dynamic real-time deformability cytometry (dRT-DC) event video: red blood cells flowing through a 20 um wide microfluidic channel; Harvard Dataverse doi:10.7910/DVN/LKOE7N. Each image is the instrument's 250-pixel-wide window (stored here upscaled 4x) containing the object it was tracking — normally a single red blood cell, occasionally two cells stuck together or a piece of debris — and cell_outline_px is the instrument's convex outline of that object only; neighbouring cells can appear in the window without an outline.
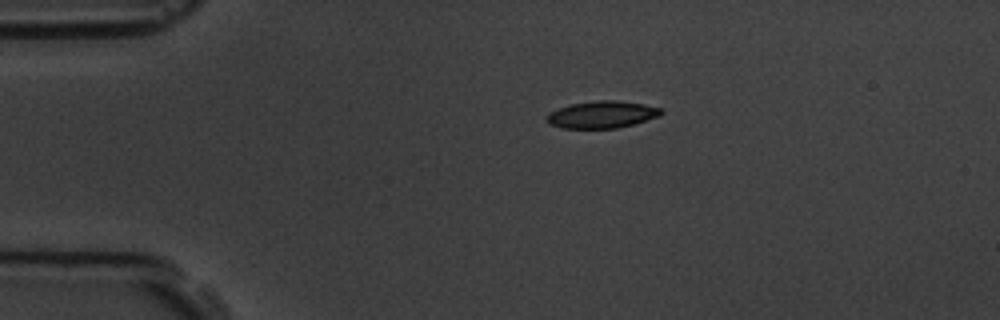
{"species": "common noctule bat (a hibernating species)", "species_latin": "Nyctalus noctula", "temperature_condition": "room temperature", "stored_images_in_passage": 5, "camera_frame_rate_fps": 3000, "um_per_image_px": 0.085, "animal": {"sex": "male", "body_mass_g": 19.5, "forearm_length_mm": 54.6}, "frame": {"image": 1, "passage_image": 1, "time_ms": 0.0, "image_size_px": [1000, 320], "cell_outline_px": [[664, 112], [660, 116], [632, 124], [616, 128], [564, 128], [548, 124], [544, 120], [544, 116], [548, 112], [572, 104], [596, 100], [616, 100], [644, 104], [664, 108]], "centroid_in_image_um": [51.15, 9.73], "position_along_channel_um": 33.8, "area_um2": 18.21}}
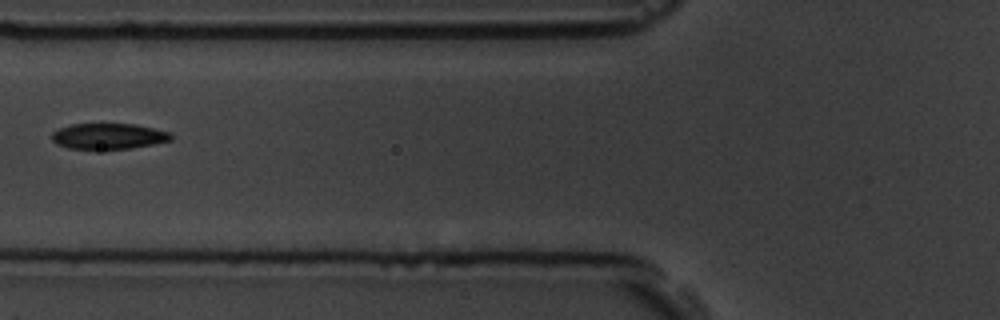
{"frame": {"image": 2, "passage_image": 4, "time_ms": 3.333, "image_size_px": [1000, 320], "cell_outline_px": [[172, 140], [132, 148], [68, 148], [56, 144], [52, 140], [52, 132], [60, 128], [72, 124], [136, 124], [172, 132]], "centroid_in_image_um": [9.25, 11.56], "position_along_channel_um": 116.6, "area_um2": 17.74}}
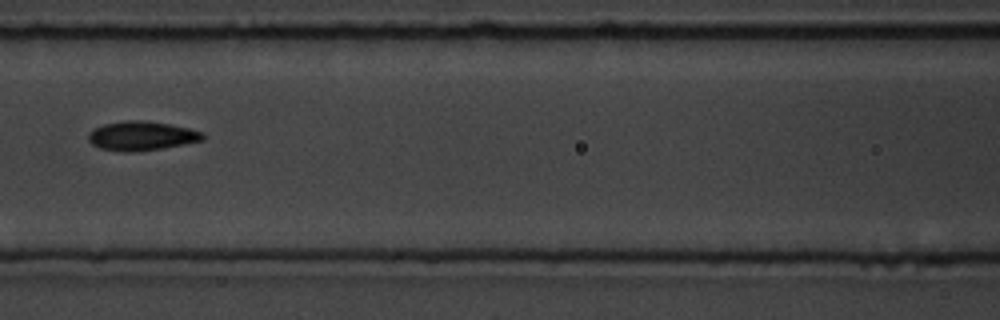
{"frame": {"image": 3, "passage_image": 5, "time_ms": 4.333, "image_size_px": [1000, 320], "cell_outline_px": [[204, 140], [184, 144], [160, 148], [132, 152], [124, 152], [100, 148], [92, 144], [88, 140], [88, 132], [92, 128], [104, 124], [128, 120], [144, 120], [168, 124], [188, 128], [204, 132]], "centroid_in_image_um": [12.01, 11.54], "position_along_channel_um": 154.6, "area_um2": 19.42}}